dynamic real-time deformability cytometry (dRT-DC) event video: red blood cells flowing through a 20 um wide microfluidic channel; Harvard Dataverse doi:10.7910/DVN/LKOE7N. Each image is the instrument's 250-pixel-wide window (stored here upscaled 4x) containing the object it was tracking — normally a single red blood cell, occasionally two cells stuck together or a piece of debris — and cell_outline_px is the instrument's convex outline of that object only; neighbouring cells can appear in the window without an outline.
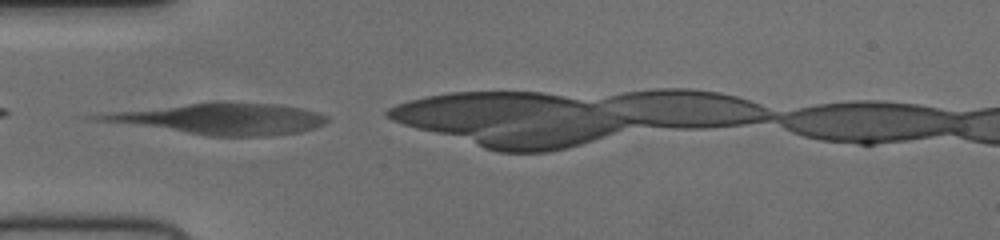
{"species": "human", "species_latin": "Homo sapiens", "temperature_condition": "cold", "stored_images_in_passage": 26, "camera_frame_rate_fps": 3000, "um_per_image_px": 0.085, "donor": {"sex": "female"}, "frame": {"image": 1, "passage_image": 1, "time_ms": 0.0, "image_size_px": [1000, 240], "cell_outline_px": [[328, 120], [324, 124], [300, 132], [276, 136], [204, 136], [96, 120], [88, 116], [112, 112], [192, 104], [276, 104], [300, 108], [320, 112], [328, 116]], "centroid_in_image_um": [18.81, 10.14], "position_along_channel_um": 66.2, "area_um2": 40.23}}
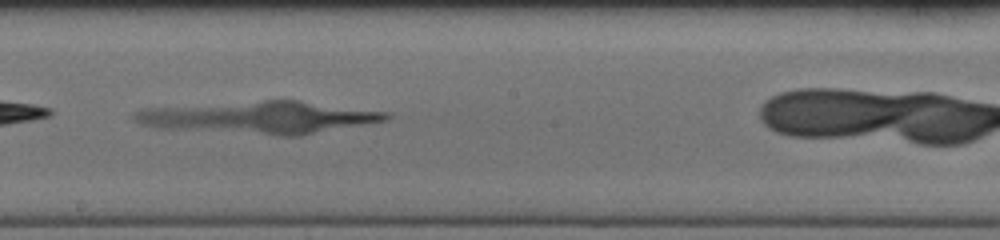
{"frame": {"image": 2, "passage_image": 13, "time_ms": 4.0, "image_size_px": [1000, 240], "cell_outline_px": [[392, 116], [388, 120], [300, 136], [280, 136], [160, 128], [140, 124], [132, 116], [136, 112], [144, 108], [264, 100], [296, 100], [392, 112]], "centroid_in_image_um": [22.13, 9.98], "position_along_channel_um": 226.1, "area_um2": 47.57}}
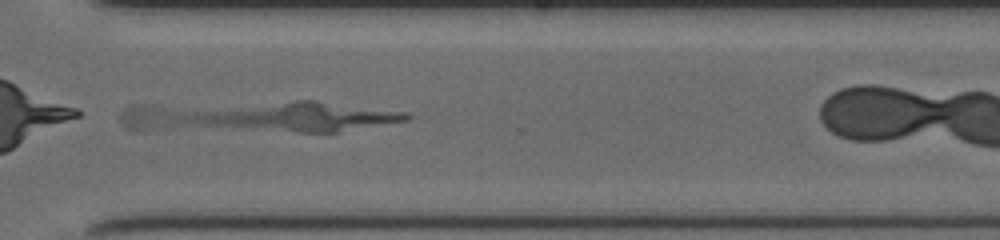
{"frame": {"image": 3, "passage_image": 22, "time_ms": 7.0, "image_size_px": [1000, 240], "cell_outline_px": [[412, 116], [408, 120], [336, 132], [144, 132], [124, 128], [120, 120], [120, 112], [132, 104], [296, 100], [316, 100], [408, 112]], "centroid_in_image_um": [21.74, 9.93], "position_along_channel_um": 348.9, "area_um2": 56.01}}